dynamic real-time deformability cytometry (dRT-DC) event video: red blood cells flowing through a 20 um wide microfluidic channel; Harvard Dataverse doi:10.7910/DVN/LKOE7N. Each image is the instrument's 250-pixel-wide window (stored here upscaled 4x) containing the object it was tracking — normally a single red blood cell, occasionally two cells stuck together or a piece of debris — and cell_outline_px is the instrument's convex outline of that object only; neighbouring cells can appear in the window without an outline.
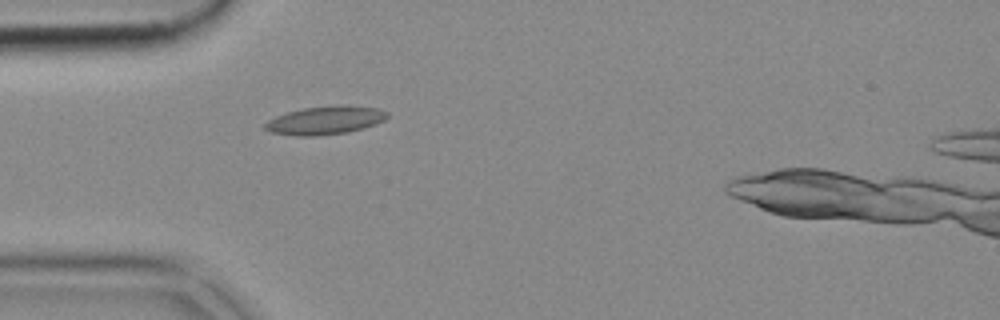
{"species": "common noctule bat (a hibernating species)", "species_latin": "Nyctalus noctula", "temperature_condition": "cold", "stored_images_in_passage": 36, "camera_frame_rate_fps": 3000, "um_per_image_px": 0.085, "animal": {"sex": "female", "body_mass_g": 18.4}, "frame": {"image": 1, "passage_image": 1, "time_ms": 0.0, "image_size_px": [1000, 320], "cell_outline_px": [[388, 116], [384, 120], [376, 124], [348, 132], [316, 136], [296, 136], [272, 132], [264, 128], [264, 124], [268, 120], [276, 116], [288, 112], [304, 108], [340, 104], [344, 104], [376, 108], [388, 112]], "centroid_in_image_um": [27.65, 10.22], "position_along_channel_um": 57.3, "area_um2": 20.17}}
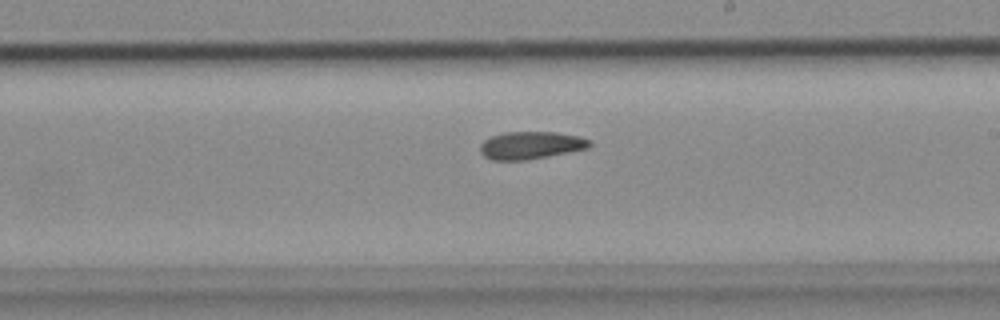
{"frame": {"image": 2, "passage_image": 16, "time_ms": 5.0, "image_size_px": [1000, 320], "cell_outline_px": [[592, 144], [588, 148], [568, 152], [524, 160], [492, 160], [484, 156], [480, 152], [480, 144], [484, 140], [492, 136], [504, 132], [556, 132], [580, 136], [592, 140]], "centroid_in_image_um": [45.12, 12.34], "position_along_channel_um": 243.9, "area_um2": 17.57}}
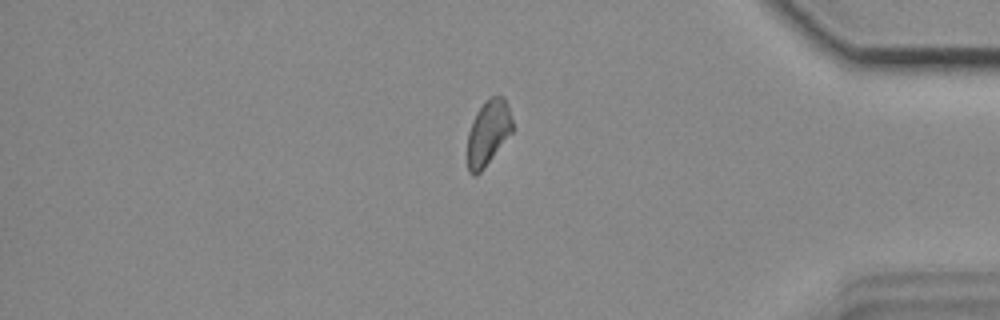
{"frame": {"image": 3, "passage_image": 30, "time_ms": 9.667, "image_size_px": [1000, 320], "cell_outline_px": [[512, 132], [484, 168], [476, 176], [472, 176], [468, 172], [468, 132], [472, 120], [476, 112], [492, 96], [504, 96], [508, 104], [512, 120]], "centroid_in_image_um": [41.49, 11.3], "position_along_channel_um": 393.7, "area_um2": 16.94}}